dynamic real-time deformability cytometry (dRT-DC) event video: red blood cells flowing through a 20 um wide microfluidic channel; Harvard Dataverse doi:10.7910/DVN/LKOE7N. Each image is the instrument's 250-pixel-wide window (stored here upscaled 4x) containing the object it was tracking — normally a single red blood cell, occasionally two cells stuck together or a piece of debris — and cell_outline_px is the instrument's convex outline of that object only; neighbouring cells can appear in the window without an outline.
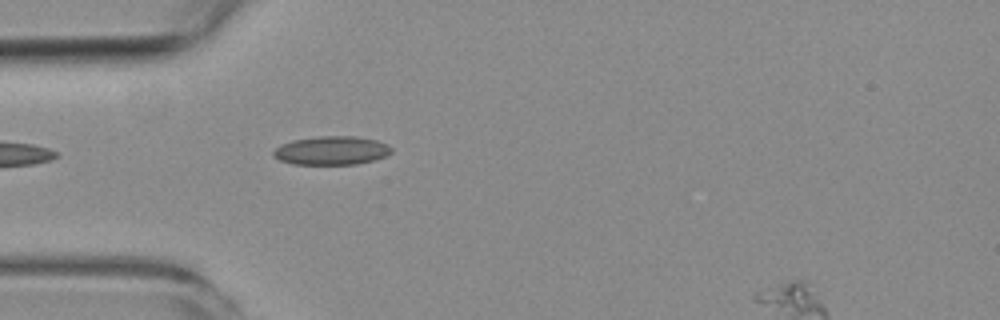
{"species": "common noctule bat (a hibernating species)", "species_latin": "Nyctalus noctula", "temperature_condition": "room temperature", "stored_images_in_passage": 5, "segment_of_instrument_passage": [1, 2], "camera_frame_rate_fps": 3000, "um_per_image_px": 0.085, "animal": {"sex": "female", "body_mass_g": 19.3, "forearm_length_mm": 54.1}, "frame": {"image": 1, "passage_image": 4, "time_ms": 3.333, "image_size_px": [1000, 320], "cell_outline_px": [[392, 152], [384, 156], [372, 160], [356, 164], [292, 164], [280, 160], [272, 156], [272, 152], [280, 144], [292, 140], [320, 136], [356, 136], [376, 140], [388, 144], [392, 148]], "centroid_in_image_um": [28.16, 12.79], "position_along_channel_um": 56.8, "area_um2": 19.71}}